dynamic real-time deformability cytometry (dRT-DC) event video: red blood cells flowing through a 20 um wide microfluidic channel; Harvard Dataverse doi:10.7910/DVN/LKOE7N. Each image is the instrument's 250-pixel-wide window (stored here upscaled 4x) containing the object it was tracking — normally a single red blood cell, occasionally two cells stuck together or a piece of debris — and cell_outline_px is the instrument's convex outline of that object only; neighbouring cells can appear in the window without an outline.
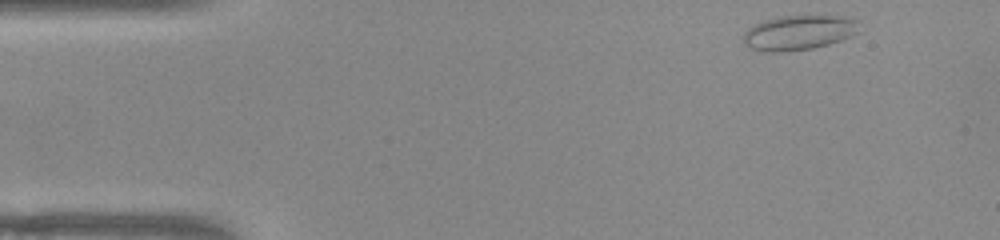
{"species": "common noctule bat (a hibernating species)", "species_latin": "Nyctalus noctula", "temperature_condition": "warm", "stored_images_in_passage": 47, "camera_frame_rate_fps": 3000, "um_per_image_px": 0.085, "animal": {"sex": "female", "body_mass_g": 22.0, "forearm_length_mm": 56.7}, "frame": {"image": 1, "passage_image": 1, "time_ms": 0.0, "image_size_px": [1000, 240], "cell_outline_px": [[856, 32], [840, 40], [828, 44], [812, 48], [776, 52], [768, 52], [752, 48], [744, 44], [744, 32], [748, 28], [764, 20], [776, 16], [852, 16], [856, 20]], "centroid_in_image_um": [67.85, 2.76], "position_along_channel_um": 17.1, "area_um2": 23.06}}
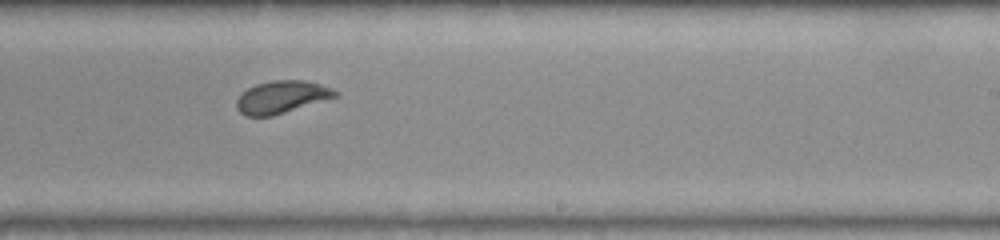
{"frame": {"image": 2, "passage_image": 27, "time_ms": 8.667, "image_size_px": [1000, 240], "cell_outline_px": [[340, 96], [272, 116], [244, 116], [236, 108], [236, 100], [248, 88], [256, 84], [272, 80], [304, 80], [320, 84], [332, 88], [340, 92]], "centroid_in_image_um": [23.98, 8.25], "position_along_channel_um": 265.0, "area_um2": 18.79}}
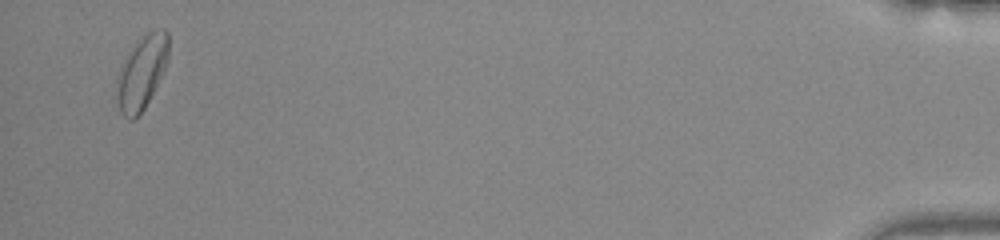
{"frame": {"image": 3, "passage_image": 46, "time_ms": 15.0, "image_size_px": [1000, 240], "cell_outline_px": [[168, 60], [164, 72], [140, 116], [136, 120], [128, 120], [120, 112], [116, 96], [116, 80], [124, 60], [132, 48], [148, 32], [156, 28], [164, 28], [168, 32]], "centroid_in_image_um": [12.06, 6.2], "position_along_channel_um": 423.1, "area_um2": 22.25}, "authors_computed_cell_mechanics": {"area_um2": 19.4208, "velocity_mm_per_s": 3.9133, "shape_relaxation_time_tau1_ms": 3.5846, "shape_relaxation_time_tau2_ms": 0.6653, "deformation_change_tau1": 0.1204, "deformation_change_tau2": 0.06}}